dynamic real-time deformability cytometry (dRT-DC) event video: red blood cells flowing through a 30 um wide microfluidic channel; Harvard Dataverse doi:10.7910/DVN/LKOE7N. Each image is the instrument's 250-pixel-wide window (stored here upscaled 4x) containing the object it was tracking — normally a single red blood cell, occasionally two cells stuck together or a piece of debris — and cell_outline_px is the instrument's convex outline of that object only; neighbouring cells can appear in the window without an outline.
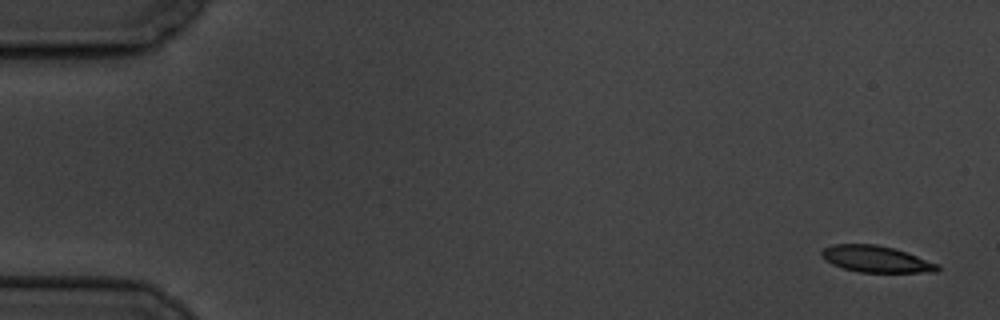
{"species": "common noctule bat (a hibernating species)", "species_latin": "Nyctalus noctula", "temperature_condition": "cold", "stored_images_in_passage": 6, "segment_of_instrument_passage": [1, 2], "camera_frame_rate_fps": 3000, "um_per_image_px": 0.085, "animal": {"sex": "male", "body_mass_g": 19.5, "forearm_length_mm": 54.6}, "frame": {"image": 1, "passage_image": 1, "time_ms": 0.0, "image_size_px": [1000, 320], "cell_outline_px": [[940, 268], [936, 272], [860, 272], [844, 268], [832, 264], [824, 260], [820, 256], [820, 252], [824, 248], [832, 244], [876, 244], [908, 252], [940, 264]], "centroid_in_image_um": [74.47, 22.01], "position_along_channel_um": 10.5, "area_um2": 18.03}}
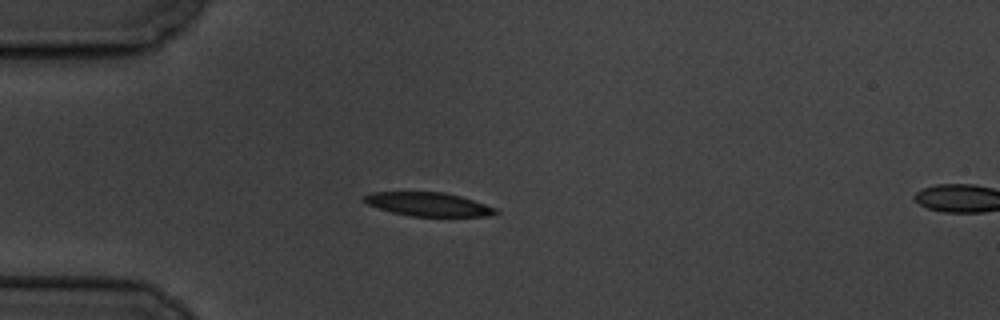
{"frame": {"image": 2, "passage_image": 5, "time_ms": 4.667, "image_size_px": [1000, 320], "cell_outline_px": [[500, 212], [488, 216], [412, 216], [392, 212], [368, 204], [364, 200], [364, 196], [372, 192], [444, 192], [460, 196], [496, 208]], "centroid_in_image_um": [36.43, 17.36], "position_along_channel_um": 48.6, "area_um2": 17.86}}